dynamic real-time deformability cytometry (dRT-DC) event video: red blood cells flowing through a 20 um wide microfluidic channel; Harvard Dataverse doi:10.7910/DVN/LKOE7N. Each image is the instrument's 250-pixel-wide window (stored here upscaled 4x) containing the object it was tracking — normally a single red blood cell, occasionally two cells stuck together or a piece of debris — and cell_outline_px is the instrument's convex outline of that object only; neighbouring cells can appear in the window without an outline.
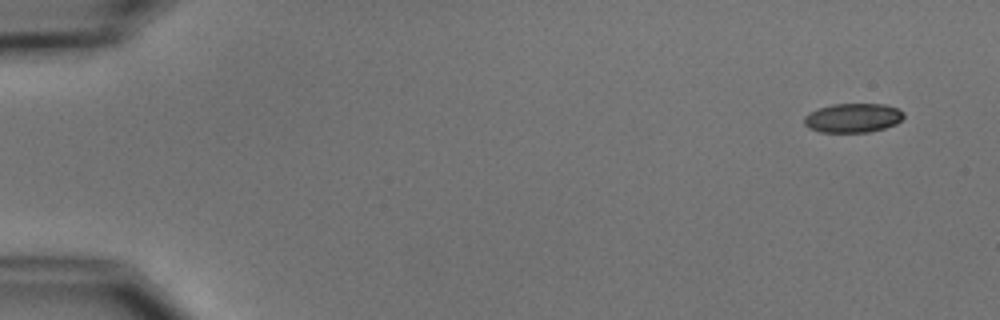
{"species": "common noctule bat (a hibernating species)", "species_latin": "Nyctalus noctula", "temperature_condition": "cold", "stored_images_in_passage": 5, "camera_frame_rate_fps": 3000, "um_per_image_px": 0.085, "animal": {"sex": "male", "body_mass_g": 15.6}, "frame": {"image": 1, "passage_image": 1, "time_ms": 0.0, "image_size_px": [1000, 320], "cell_outline_px": [[904, 116], [896, 124], [884, 128], [868, 132], [820, 132], [808, 128], [804, 124], [804, 116], [808, 112], [832, 104], [884, 104], [900, 108], [904, 112]], "centroid_in_image_um": [72.5, 10.02], "position_along_channel_um": 12.5, "area_um2": 17.05}}